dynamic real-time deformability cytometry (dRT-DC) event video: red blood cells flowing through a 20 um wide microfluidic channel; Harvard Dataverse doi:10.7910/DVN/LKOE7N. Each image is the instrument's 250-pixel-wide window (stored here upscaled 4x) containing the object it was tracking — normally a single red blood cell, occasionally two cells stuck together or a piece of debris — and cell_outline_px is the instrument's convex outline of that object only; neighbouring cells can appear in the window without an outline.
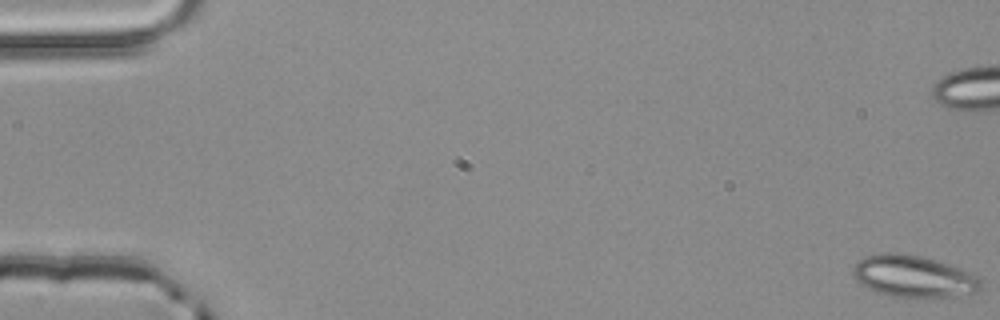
{"species": "common noctule bat (a hibernating species)", "species_latin": "Nyctalus noctula", "temperature_condition": "room temperature", "stored_images_in_passage": 6, "camera_frame_rate_fps": 3000, "um_per_image_px": 0.085, "animal": {"sex": "male", "body_mass_g": 20.4}, "frame": {"image": 1, "passage_image": 1, "time_ms": 0.0, "image_size_px": [1000, 320], "cell_outline_px": [[980, 288], [976, 292], [956, 296], [916, 300], [892, 296], [876, 292], [856, 280], [852, 272], [852, 268], [864, 256], [884, 252], [896, 252], [920, 256], [936, 260], [972, 272], [980, 280]], "centroid_in_image_um": [77.65, 23.52], "position_along_channel_um": 7.3, "area_um2": 31.67}}
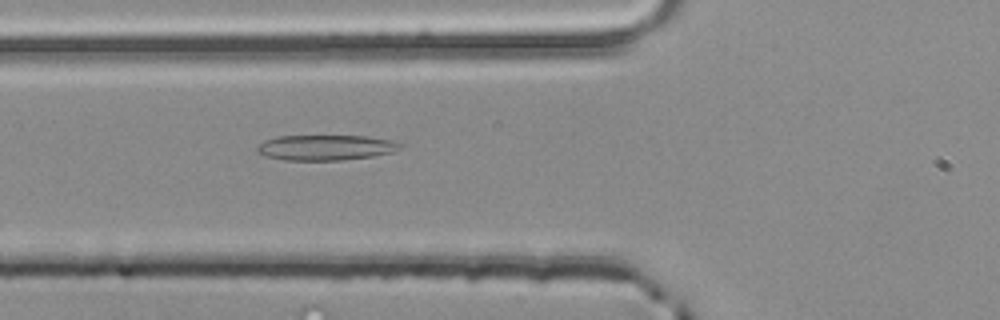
{"frame": {"image": 2, "passage_image": 6, "time_ms": 1.667, "image_size_px": [1000, 320], "cell_outline_px": [[404, 144], [400, 148], [392, 152], [372, 156], [344, 160], [284, 160], [268, 156], [260, 152], [256, 148], [264, 140], [276, 136], [368, 136], [388, 140]], "centroid_in_image_um": [27.69, 12.54], "position_along_channel_um": 98.1, "area_um2": 20.92}}